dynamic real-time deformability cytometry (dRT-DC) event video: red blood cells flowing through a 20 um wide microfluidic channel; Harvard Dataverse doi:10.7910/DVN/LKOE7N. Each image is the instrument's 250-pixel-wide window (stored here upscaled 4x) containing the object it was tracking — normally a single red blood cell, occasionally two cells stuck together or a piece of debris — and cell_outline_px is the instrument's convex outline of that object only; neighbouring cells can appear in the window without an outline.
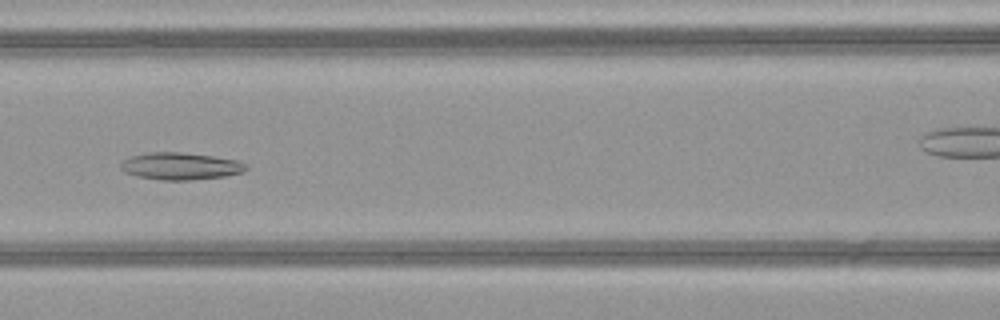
{"species": "common noctule bat (a hibernating species)", "species_latin": "Nyctalus noctula", "temperature_condition": "warm", "stored_images_in_passage": 38, "camera_frame_rate_fps": 3000, "um_per_image_px": 0.085, "animal": {"sex": "female", "body_mass_g": 21.9}, "frame": {"image": 1, "passage_image": 10, "time_ms": 3.0, "image_size_px": [1000, 320], "cell_outline_px": [[248, 168], [244, 172], [224, 176], [188, 180], [160, 180], [136, 176], [124, 172], [120, 168], [120, 164], [124, 160], [132, 156], [148, 152], [180, 152], [212, 156], [236, 160], [248, 164]], "centroid_in_image_um": [15.34, 14.12], "position_along_channel_um": 151.3, "area_um2": 19.83}}
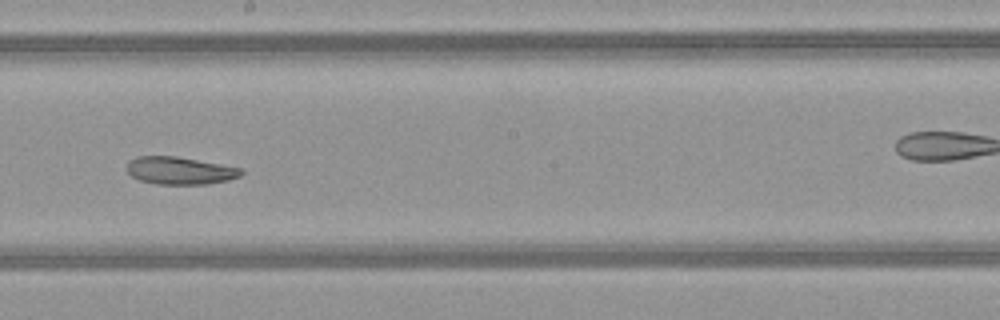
{"frame": {"image": 2, "passage_image": 16, "time_ms": 5.0, "image_size_px": [1000, 320], "cell_outline_px": [[244, 172], [240, 176], [228, 180], [208, 184], [156, 184], [140, 180], [132, 176], [124, 168], [128, 160], [136, 156], [176, 156], [220, 164], [240, 168]], "centroid_in_image_um": [15.24, 14.5], "position_along_channel_um": 233.0, "area_um2": 18.44}}
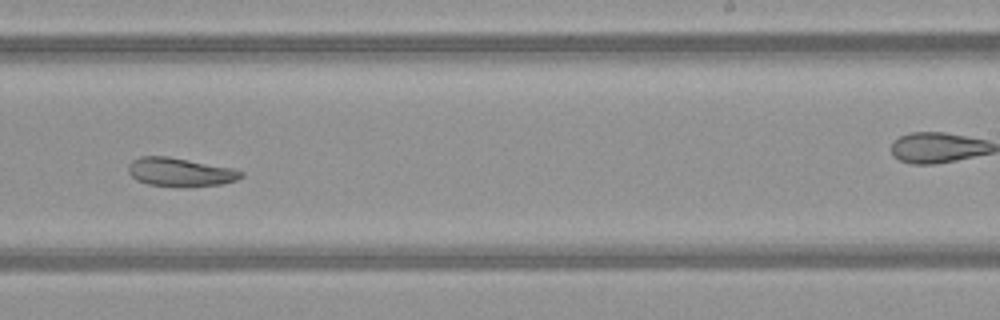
{"frame": {"image": 3, "passage_image": 19, "time_ms": 6.0, "image_size_px": [1000, 320], "cell_outline_px": [[244, 176], [236, 180], [220, 184], [184, 188], [148, 184], [136, 180], [128, 172], [128, 164], [132, 160], [140, 156], [168, 156], [232, 168], [244, 172]], "centroid_in_image_um": [15.3, 14.64], "position_along_channel_um": 273.7, "area_um2": 19.02}}